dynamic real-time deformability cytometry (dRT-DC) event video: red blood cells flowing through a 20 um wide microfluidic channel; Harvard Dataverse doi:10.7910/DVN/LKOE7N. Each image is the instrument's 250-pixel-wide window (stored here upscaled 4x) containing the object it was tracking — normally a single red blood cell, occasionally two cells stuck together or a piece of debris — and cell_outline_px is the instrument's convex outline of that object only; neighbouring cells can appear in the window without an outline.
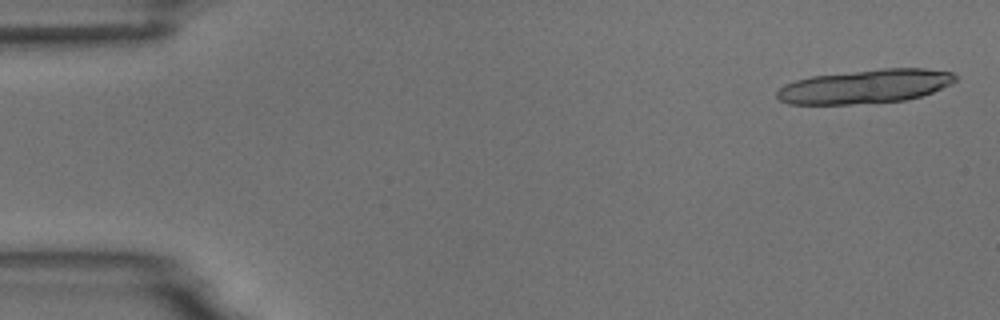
{"species": "common noctule bat (a hibernating species)", "species_latin": "Nyctalus noctula", "temperature_condition": "room temperature", "stored_images_in_passage": 3, "camera_frame_rate_fps": 3000, "um_per_image_px": 0.085, "animal": {"sex": "male", "body_mass_g": 18.8}, "frame": {"image": 1, "passage_image": 1, "time_ms": 0.0, "image_size_px": [1000, 320], "cell_outline_px": [[956, 80], [952, 84], [932, 92], [920, 96], [904, 100], [852, 104], [788, 104], [780, 100], [776, 96], [776, 92], [784, 84], [796, 80], [812, 76], [884, 68], [924, 68], [952, 72], [956, 76]], "centroid_in_image_um": [73.54, 7.34], "position_along_channel_um": 11.5, "area_um2": 35.08}}